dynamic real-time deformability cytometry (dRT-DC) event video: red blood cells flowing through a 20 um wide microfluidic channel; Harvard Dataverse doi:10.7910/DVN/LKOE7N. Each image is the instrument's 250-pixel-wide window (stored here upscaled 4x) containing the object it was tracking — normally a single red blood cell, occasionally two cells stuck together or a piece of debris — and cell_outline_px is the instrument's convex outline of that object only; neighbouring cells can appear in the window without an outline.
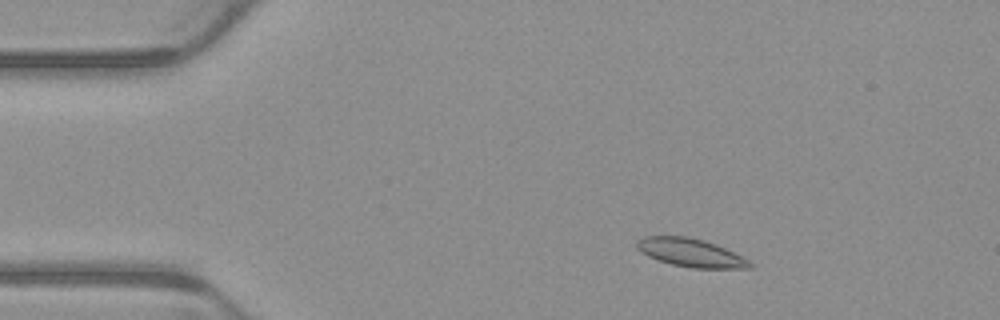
{"species": "common noctule bat (a hibernating species)", "species_latin": "Nyctalus noctula", "temperature_condition": "warm", "stored_images_in_passage": 4, "camera_frame_rate_fps": 3000, "um_per_image_px": 0.085, "animal": {"sex": "male", "body_mass_g": 23.1, "forearm_length_mm": 52.7}, "frame": {"image": 1, "passage_image": 2, "time_ms": 0.333, "image_size_px": [1000, 320], "cell_outline_px": [[752, 268], [692, 268], [672, 264], [648, 256], [636, 248], [636, 240], [644, 236], [688, 236], [704, 240], [716, 244], [748, 260], [752, 264]], "centroid_in_image_um": [58.67, 21.47], "position_along_channel_um": 26.3, "area_um2": 18.44}}
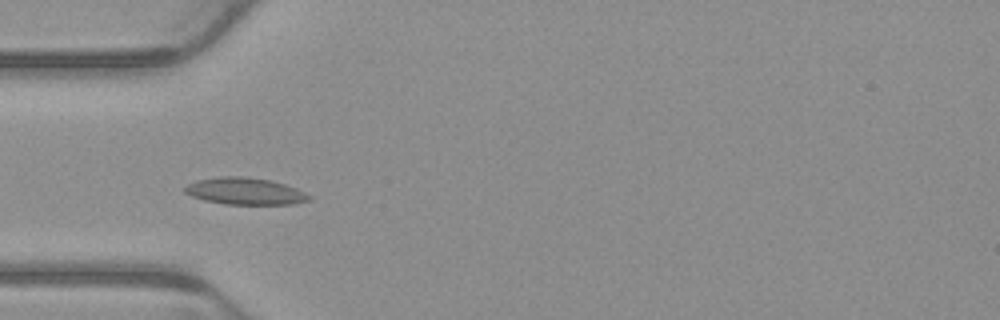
{"frame": {"image": 2, "passage_image": 4, "time_ms": 1.0, "image_size_px": [1000, 320], "cell_outline_px": [[312, 200], [292, 204], [224, 204], [204, 200], [192, 196], [184, 192], [184, 188], [188, 184], [196, 180], [220, 176], [248, 176], [272, 180], [296, 188], [312, 196]], "centroid_in_image_um": [20.84, 16.24], "position_along_channel_um": 64.2, "area_um2": 19.65}}